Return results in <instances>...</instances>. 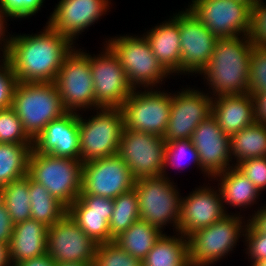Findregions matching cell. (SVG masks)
Instances as JSON below:
<instances>
[{"label": "cell", "instance_id": "40", "mask_svg": "<svg viewBox=\"0 0 266 266\" xmlns=\"http://www.w3.org/2000/svg\"><path fill=\"white\" fill-rule=\"evenodd\" d=\"M259 190L266 189V157H256L239 162L235 166Z\"/></svg>", "mask_w": 266, "mask_h": 266}, {"label": "cell", "instance_id": "17", "mask_svg": "<svg viewBox=\"0 0 266 266\" xmlns=\"http://www.w3.org/2000/svg\"><path fill=\"white\" fill-rule=\"evenodd\" d=\"M181 73H200L208 64L217 38L188 9L179 12Z\"/></svg>", "mask_w": 266, "mask_h": 266}, {"label": "cell", "instance_id": "7", "mask_svg": "<svg viewBox=\"0 0 266 266\" xmlns=\"http://www.w3.org/2000/svg\"><path fill=\"white\" fill-rule=\"evenodd\" d=\"M118 57L134 89L152 88L170 75L159 63L147 39L142 35L114 37L106 44Z\"/></svg>", "mask_w": 266, "mask_h": 266}, {"label": "cell", "instance_id": "26", "mask_svg": "<svg viewBox=\"0 0 266 266\" xmlns=\"http://www.w3.org/2000/svg\"><path fill=\"white\" fill-rule=\"evenodd\" d=\"M213 178L220 181L218 190L220 191L223 206L227 203L226 205L231 207L246 209L247 206L249 207L250 205L251 207L252 204H256L255 202L259 199L261 192L235 166L213 176L211 179Z\"/></svg>", "mask_w": 266, "mask_h": 266}, {"label": "cell", "instance_id": "11", "mask_svg": "<svg viewBox=\"0 0 266 266\" xmlns=\"http://www.w3.org/2000/svg\"><path fill=\"white\" fill-rule=\"evenodd\" d=\"M136 90L131 92L121 107L124 128L163 137L170 118L172 93L153 88L143 92Z\"/></svg>", "mask_w": 266, "mask_h": 266}, {"label": "cell", "instance_id": "12", "mask_svg": "<svg viewBox=\"0 0 266 266\" xmlns=\"http://www.w3.org/2000/svg\"><path fill=\"white\" fill-rule=\"evenodd\" d=\"M188 7L217 39L249 33L251 6L243 0H192Z\"/></svg>", "mask_w": 266, "mask_h": 266}, {"label": "cell", "instance_id": "31", "mask_svg": "<svg viewBox=\"0 0 266 266\" xmlns=\"http://www.w3.org/2000/svg\"><path fill=\"white\" fill-rule=\"evenodd\" d=\"M29 197L31 219L42 222L48 227L54 225L67 213V208L30 176Z\"/></svg>", "mask_w": 266, "mask_h": 266}, {"label": "cell", "instance_id": "24", "mask_svg": "<svg viewBox=\"0 0 266 266\" xmlns=\"http://www.w3.org/2000/svg\"><path fill=\"white\" fill-rule=\"evenodd\" d=\"M212 116L229 137L255 122L250 93L221 95L213 98Z\"/></svg>", "mask_w": 266, "mask_h": 266}, {"label": "cell", "instance_id": "34", "mask_svg": "<svg viewBox=\"0 0 266 266\" xmlns=\"http://www.w3.org/2000/svg\"><path fill=\"white\" fill-rule=\"evenodd\" d=\"M184 159H186V161L188 160L189 163L190 161L194 162V165L195 164L198 165L197 167L199 169L201 168L200 170H202L199 154L190 139L166 141L164 170L162 172V176L167 177L166 169L168 168L169 165L173 168L175 167L174 169L176 168L183 169L186 165ZM182 160L184 161L181 162Z\"/></svg>", "mask_w": 266, "mask_h": 266}, {"label": "cell", "instance_id": "49", "mask_svg": "<svg viewBox=\"0 0 266 266\" xmlns=\"http://www.w3.org/2000/svg\"><path fill=\"white\" fill-rule=\"evenodd\" d=\"M56 266H93V265L92 264L69 262V263H59V264H56Z\"/></svg>", "mask_w": 266, "mask_h": 266}, {"label": "cell", "instance_id": "29", "mask_svg": "<svg viewBox=\"0 0 266 266\" xmlns=\"http://www.w3.org/2000/svg\"><path fill=\"white\" fill-rule=\"evenodd\" d=\"M230 152L236 166L250 158L266 157V124L254 122L230 136Z\"/></svg>", "mask_w": 266, "mask_h": 266}, {"label": "cell", "instance_id": "2", "mask_svg": "<svg viewBox=\"0 0 266 266\" xmlns=\"http://www.w3.org/2000/svg\"><path fill=\"white\" fill-rule=\"evenodd\" d=\"M254 45L248 35L218 38L206 67L199 73L215 97L249 93L250 57Z\"/></svg>", "mask_w": 266, "mask_h": 266}, {"label": "cell", "instance_id": "21", "mask_svg": "<svg viewBox=\"0 0 266 266\" xmlns=\"http://www.w3.org/2000/svg\"><path fill=\"white\" fill-rule=\"evenodd\" d=\"M114 209L113 199L95 195H79L67 213L95 243L113 242L109 222Z\"/></svg>", "mask_w": 266, "mask_h": 266}, {"label": "cell", "instance_id": "50", "mask_svg": "<svg viewBox=\"0 0 266 266\" xmlns=\"http://www.w3.org/2000/svg\"><path fill=\"white\" fill-rule=\"evenodd\" d=\"M244 2L248 3L250 6L263 3L262 0H243Z\"/></svg>", "mask_w": 266, "mask_h": 266}, {"label": "cell", "instance_id": "10", "mask_svg": "<svg viewBox=\"0 0 266 266\" xmlns=\"http://www.w3.org/2000/svg\"><path fill=\"white\" fill-rule=\"evenodd\" d=\"M166 141L162 136L123 128L118 155L135 180L162 176Z\"/></svg>", "mask_w": 266, "mask_h": 266}, {"label": "cell", "instance_id": "4", "mask_svg": "<svg viewBox=\"0 0 266 266\" xmlns=\"http://www.w3.org/2000/svg\"><path fill=\"white\" fill-rule=\"evenodd\" d=\"M83 162L79 159L55 157L32 149L28 175L68 208L80 195Z\"/></svg>", "mask_w": 266, "mask_h": 266}, {"label": "cell", "instance_id": "14", "mask_svg": "<svg viewBox=\"0 0 266 266\" xmlns=\"http://www.w3.org/2000/svg\"><path fill=\"white\" fill-rule=\"evenodd\" d=\"M135 179L118 155L83 163L80 195L114 199L134 188Z\"/></svg>", "mask_w": 266, "mask_h": 266}, {"label": "cell", "instance_id": "13", "mask_svg": "<svg viewBox=\"0 0 266 266\" xmlns=\"http://www.w3.org/2000/svg\"><path fill=\"white\" fill-rule=\"evenodd\" d=\"M99 55H89L96 110L99 108H121L134 90L118 57L106 45Z\"/></svg>", "mask_w": 266, "mask_h": 266}, {"label": "cell", "instance_id": "48", "mask_svg": "<svg viewBox=\"0 0 266 266\" xmlns=\"http://www.w3.org/2000/svg\"><path fill=\"white\" fill-rule=\"evenodd\" d=\"M0 266H13L10 259L9 244L0 242Z\"/></svg>", "mask_w": 266, "mask_h": 266}, {"label": "cell", "instance_id": "47", "mask_svg": "<svg viewBox=\"0 0 266 266\" xmlns=\"http://www.w3.org/2000/svg\"><path fill=\"white\" fill-rule=\"evenodd\" d=\"M250 220L264 233H266V206H262L255 214L250 215Z\"/></svg>", "mask_w": 266, "mask_h": 266}, {"label": "cell", "instance_id": "6", "mask_svg": "<svg viewBox=\"0 0 266 266\" xmlns=\"http://www.w3.org/2000/svg\"><path fill=\"white\" fill-rule=\"evenodd\" d=\"M88 120L78 114L80 160L85 163L118 154L124 116L121 108H99Z\"/></svg>", "mask_w": 266, "mask_h": 266}, {"label": "cell", "instance_id": "41", "mask_svg": "<svg viewBox=\"0 0 266 266\" xmlns=\"http://www.w3.org/2000/svg\"><path fill=\"white\" fill-rule=\"evenodd\" d=\"M248 37L254 46L266 47V5L264 2L251 6Z\"/></svg>", "mask_w": 266, "mask_h": 266}, {"label": "cell", "instance_id": "46", "mask_svg": "<svg viewBox=\"0 0 266 266\" xmlns=\"http://www.w3.org/2000/svg\"><path fill=\"white\" fill-rule=\"evenodd\" d=\"M16 266H56L54 260L46 253L42 256L25 260Z\"/></svg>", "mask_w": 266, "mask_h": 266}, {"label": "cell", "instance_id": "16", "mask_svg": "<svg viewBox=\"0 0 266 266\" xmlns=\"http://www.w3.org/2000/svg\"><path fill=\"white\" fill-rule=\"evenodd\" d=\"M183 90L172 94L170 118L163 136L165 141L191 139L197 126L212 114L214 96L194 88Z\"/></svg>", "mask_w": 266, "mask_h": 266}, {"label": "cell", "instance_id": "51", "mask_svg": "<svg viewBox=\"0 0 266 266\" xmlns=\"http://www.w3.org/2000/svg\"><path fill=\"white\" fill-rule=\"evenodd\" d=\"M251 266H266V259L264 260H259L253 264H251Z\"/></svg>", "mask_w": 266, "mask_h": 266}, {"label": "cell", "instance_id": "19", "mask_svg": "<svg viewBox=\"0 0 266 266\" xmlns=\"http://www.w3.org/2000/svg\"><path fill=\"white\" fill-rule=\"evenodd\" d=\"M109 4V0H60L46 24L75 43L76 36L107 13Z\"/></svg>", "mask_w": 266, "mask_h": 266}, {"label": "cell", "instance_id": "23", "mask_svg": "<svg viewBox=\"0 0 266 266\" xmlns=\"http://www.w3.org/2000/svg\"><path fill=\"white\" fill-rule=\"evenodd\" d=\"M143 36L163 68L169 74H181L179 12L173 18H169V21L156 25Z\"/></svg>", "mask_w": 266, "mask_h": 266}, {"label": "cell", "instance_id": "33", "mask_svg": "<svg viewBox=\"0 0 266 266\" xmlns=\"http://www.w3.org/2000/svg\"><path fill=\"white\" fill-rule=\"evenodd\" d=\"M114 209L109 222L110 235L115 238L140 219L138 195L133 188L113 199Z\"/></svg>", "mask_w": 266, "mask_h": 266}, {"label": "cell", "instance_id": "39", "mask_svg": "<svg viewBox=\"0 0 266 266\" xmlns=\"http://www.w3.org/2000/svg\"><path fill=\"white\" fill-rule=\"evenodd\" d=\"M2 60V62H1ZM0 65V110L12 106L13 93L17 78L7 57L1 59Z\"/></svg>", "mask_w": 266, "mask_h": 266}, {"label": "cell", "instance_id": "38", "mask_svg": "<svg viewBox=\"0 0 266 266\" xmlns=\"http://www.w3.org/2000/svg\"><path fill=\"white\" fill-rule=\"evenodd\" d=\"M246 254L253 263L266 259V233L262 232L250 219L247 220L244 232Z\"/></svg>", "mask_w": 266, "mask_h": 266}, {"label": "cell", "instance_id": "8", "mask_svg": "<svg viewBox=\"0 0 266 266\" xmlns=\"http://www.w3.org/2000/svg\"><path fill=\"white\" fill-rule=\"evenodd\" d=\"M170 179L164 176L138 179L134 189L138 195L140 219L161 231L167 223H173L178 233L182 197Z\"/></svg>", "mask_w": 266, "mask_h": 266}, {"label": "cell", "instance_id": "9", "mask_svg": "<svg viewBox=\"0 0 266 266\" xmlns=\"http://www.w3.org/2000/svg\"><path fill=\"white\" fill-rule=\"evenodd\" d=\"M75 48L64 58L55 84L58 88L64 109L78 113L79 110H96L94 86L89 53Z\"/></svg>", "mask_w": 266, "mask_h": 266}, {"label": "cell", "instance_id": "22", "mask_svg": "<svg viewBox=\"0 0 266 266\" xmlns=\"http://www.w3.org/2000/svg\"><path fill=\"white\" fill-rule=\"evenodd\" d=\"M78 113L67 112L51 121L33 141V149L42 154L80 160Z\"/></svg>", "mask_w": 266, "mask_h": 266}, {"label": "cell", "instance_id": "36", "mask_svg": "<svg viewBox=\"0 0 266 266\" xmlns=\"http://www.w3.org/2000/svg\"><path fill=\"white\" fill-rule=\"evenodd\" d=\"M0 143L33 144L11 107L0 110Z\"/></svg>", "mask_w": 266, "mask_h": 266}, {"label": "cell", "instance_id": "28", "mask_svg": "<svg viewBox=\"0 0 266 266\" xmlns=\"http://www.w3.org/2000/svg\"><path fill=\"white\" fill-rule=\"evenodd\" d=\"M162 234L163 231L157 227L139 219L115 237L114 243L133 257L143 261Z\"/></svg>", "mask_w": 266, "mask_h": 266}, {"label": "cell", "instance_id": "5", "mask_svg": "<svg viewBox=\"0 0 266 266\" xmlns=\"http://www.w3.org/2000/svg\"><path fill=\"white\" fill-rule=\"evenodd\" d=\"M241 216L227 214L212 225L189 235L187 237L189 265L209 266L234 250L238 238L244 236L247 224ZM242 222H245V225Z\"/></svg>", "mask_w": 266, "mask_h": 266}, {"label": "cell", "instance_id": "37", "mask_svg": "<svg viewBox=\"0 0 266 266\" xmlns=\"http://www.w3.org/2000/svg\"><path fill=\"white\" fill-rule=\"evenodd\" d=\"M248 90L250 94L266 92V47L254 46L250 57Z\"/></svg>", "mask_w": 266, "mask_h": 266}, {"label": "cell", "instance_id": "42", "mask_svg": "<svg viewBox=\"0 0 266 266\" xmlns=\"http://www.w3.org/2000/svg\"><path fill=\"white\" fill-rule=\"evenodd\" d=\"M44 0H0V9L11 18H29L41 9Z\"/></svg>", "mask_w": 266, "mask_h": 266}, {"label": "cell", "instance_id": "3", "mask_svg": "<svg viewBox=\"0 0 266 266\" xmlns=\"http://www.w3.org/2000/svg\"><path fill=\"white\" fill-rule=\"evenodd\" d=\"M11 108L33 141L51 121L67 113L55 82H18Z\"/></svg>", "mask_w": 266, "mask_h": 266}, {"label": "cell", "instance_id": "43", "mask_svg": "<svg viewBox=\"0 0 266 266\" xmlns=\"http://www.w3.org/2000/svg\"><path fill=\"white\" fill-rule=\"evenodd\" d=\"M14 223L5 206L0 200V242L9 244L13 233Z\"/></svg>", "mask_w": 266, "mask_h": 266}, {"label": "cell", "instance_id": "30", "mask_svg": "<svg viewBox=\"0 0 266 266\" xmlns=\"http://www.w3.org/2000/svg\"><path fill=\"white\" fill-rule=\"evenodd\" d=\"M33 144L0 143V188L28 174Z\"/></svg>", "mask_w": 266, "mask_h": 266}, {"label": "cell", "instance_id": "27", "mask_svg": "<svg viewBox=\"0 0 266 266\" xmlns=\"http://www.w3.org/2000/svg\"><path fill=\"white\" fill-rule=\"evenodd\" d=\"M177 236L162 234L143 260V266H190L188 238L180 233Z\"/></svg>", "mask_w": 266, "mask_h": 266}, {"label": "cell", "instance_id": "25", "mask_svg": "<svg viewBox=\"0 0 266 266\" xmlns=\"http://www.w3.org/2000/svg\"><path fill=\"white\" fill-rule=\"evenodd\" d=\"M47 231L48 226L33 219L14 224L9 243L12 265L46 254Z\"/></svg>", "mask_w": 266, "mask_h": 266}, {"label": "cell", "instance_id": "45", "mask_svg": "<svg viewBox=\"0 0 266 266\" xmlns=\"http://www.w3.org/2000/svg\"><path fill=\"white\" fill-rule=\"evenodd\" d=\"M7 17L11 18L8 14L4 13L1 9H0V44L3 46H0V50L3 52V57H7L9 50H10V44H11V40H12V35L8 38H6L5 36V31L6 27L4 25L7 24ZM6 23V24H5ZM3 42V43H2Z\"/></svg>", "mask_w": 266, "mask_h": 266}, {"label": "cell", "instance_id": "1", "mask_svg": "<svg viewBox=\"0 0 266 266\" xmlns=\"http://www.w3.org/2000/svg\"><path fill=\"white\" fill-rule=\"evenodd\" d=\"M73 48L68 38L47 24L38 34L12 35L7 58L17 82H55L64 58Z\"/></svg>", "mask_w": 266, "mask_h": 266}, {"label": "cell", "instance_id": "35", "mask_svg": "<svg viewBox=\"0 0 266 266\" xmlns=\"http://www.w3.org/2000/svg\"><path fill=\"white\" fill-rule=\"evenodd\" d=\"M93 266H143V261L133 257L113 241L97 244Z\"/></svg>", "mask_w": 266, "mask_h": 266}, {"label": "cell", "instance_id": "15", "mask_svg": "<svg viewBox=\"0 0 266 266\" xmlns=\"http://www.w3.org/2000/svg\"><path fill=\"white\" fill-rule=\"evenodd\" d=\"M95 243L66 213L58 222L48 227L47 254L59 263H94Z\"/></svg>", "mask_w": 266, "mask_h": 266}, {"label": "cell", "instance_id": "44", "mask_svg": "<svg viewBox=\"0 0 266 266\" xmlns=\"http://www.w3.org/2000/svg\"><path fill=\"white\" fill-rule=\"evenodd\" d=\"M251 95L253 100L255 122L266 124V92Z\"/></svg>", "mask_w": 266, "mask_h": 266}, {"label": "cell", "instance_id": "20", "mask_svg": "<svg viewBox=\"0 0 266 266\" xmlns=\"http://www.w3.org/2000/svg\"><path fill=\"white\" fill-rule=\"evenodd\" d=\"M228 213L220 191L211 187H199L181 199L178 232L188 237L193 232L221 220Z\"/></svg>", "mask_w": 266, "mask_h": 266}, {"label": "cell", "instance_id": "18", "mask_svg": "<svg viewBox=\"0 0 266 266\" xmlns=\"http://www.w3.org/2000/svg\"><path fill=\"white\" fill-rule=\"evenodd\" d=\"M202 171L206 176L213 177L231 168L230 137L219 127L212 114L201 122L191 136Z\"/></svg>", "mask_w": 266, "mask_h": 266}, {"label": "cell", "instance_id": "32", "mask_svg": "<svg viewBox=\"0 0 266 266\" xmlns=\"http://www.w3.org/2000/svg\"><path fill=\"white\" fill-rule=\"evenodd\" d=\"M0 200L5 204L14 224L31 219L29 175L1 187Z\"/></svg>", "mask_w": 266, "mask_h": 266}]
</instances>
